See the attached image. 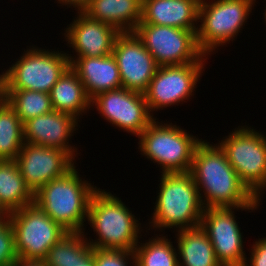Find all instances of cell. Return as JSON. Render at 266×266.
Segmentation results:
<instances>
[{
    "label": "cell",
    "mask_w": 266,
    "mask_h": 266,
    "mask_svg": "<svg viewBox=\"0 0 266 266\" xmlns=\"http://www.w3.org/2000/svg\"><path fill=\"white\" fill-rule=\"evenodd\" d=\"M189 173L204 208L260 206L216 143L202 140L197 145Z\"/></svg>",
    "instance_id": "obj_1"
},
{
    "label": "cell",
    "mask_w": 266,
    "mask_h": 266,
    "mask_svg": "<svg viewBox=\"0 0 266 266\" xmlns=\"http://www.w3.org/2000/svg\"><path fill=\"white\" fill-rule=\"evenodd\" d=\"M149 227L162 232L200 227L204 206L192 175L162 173ZM157 229V230H156Z\"/></svg>",
    "instance_id": "obj_2"
},
{
    "label": "cell",
    "mask_w": 266,
    "mask_h": 266,
    "mask_svg": "<svg viewBox=\"0 0 266 266\" xmlns=\"http://www.w3.org/2000/svg\"><path fill=\"white\" fill-rule=\"evenodd\" d=\"M137 219L121 198L99 187L91 197L87 217L97 239H86L92 248L134 251L143 232Z\"/></svg>",
    "instance_id": "obj_3"
},
{
    "label": "cell",
    "mask_w": 266,
    "mask_h": 266,
    "mask_svg": "<svg viewBox=\"0 0 266 266\" xmlns=\"http://www.w3.org/2000/svg\"><path fill=\"white\" fill-rule=\"evenodd\" d=\"M76 168L42 186L34 203L67 232L85 233L89 203L98 187L81 178Z\"/></svg>",
    "instance_id": "obj_4"
},
{
    "label": "cell",
    "mask_w": 266,
    "mask_h": 266,
    "mask_svg": "<svg viewBox=\"0 0 266 266\" xmlns=\"http://www.w3.org/2000/svg\"><path fill=\"white\" fill-rule=\"evenodd\" d=\"M155 118L138 137L142 156L157 163L161 173H188L194 151L203 140L173 123Z\"/></svg>",
    "instance_id": "obj_5"
},
{
    "label": "cell",
    "mask_w": 266,
    "mask_h": 266,
    "mask_svg": "<svg viewBox=\"0 0 266 266\" xmlns=\"http://www.w3.org/2000/svg\"><path fill=\"white\" fill-rule=\"evenodd\" d=\"M201 0L197 29L200 50L209 56L235 40L256 5V0ZM244 25V26H243ZM241 30V31H240ZM226 43V44H225Z\"/></svg>",
    "instance_id": "obj_6"
},
{
    "label": "cell",
    "mask_w": 266,
    "mask_h": 266,
    "mask_svg": "<svg viewBox=\"0 0 266 266\" xmlns=\"http://www.w3.org/2000/svg\"><path fill=\"white\" fill-rule=\"evenodd\" d=\"M220 141L217 144L241 182L262 202L261 195L266 191V135L241 125Z\"/></svg>",
    "instance_id": "obj_7"
},
{
    "label": "cell",
    "mask_w": 266,
    "mask_h": 266,
    "mask_svg": "<svg viewBox=\"0 0 266 266\" xmlns=\"http://www.w3.org/2000/svg\"><path fill=\"white\" fill-rule=\"evenodd\" d=\"M30 46L5 71L6 89L48 93L70 66L67 53Z\"/></svg>",
    "instance_id": "obj_8"
},
{
    "label": "cell",
    "mask_w": 266,
    "mask_h": 266,
    "mask_svg": "<svg viewBox=\"0 0 266 266\" xmlns=\"http://www.w3.org/2000/svg\"><path fill=\"white\" fill-rule=\"evenodd\" d=\"M9 220L20 259L43 260L49 249L68 233L35 203L11 212Z\"/></svg>",
    "instance_id": "obj_9"
},
{
    "label": "cell",
    "mask_w": 266,
    "mask_h": 266,
    "mask_svg": "<svg viewBox=\"0 0 266 266\" xmlns=\"http://www.w3.org/2000/svg\"><path fill=\"white\" fill-rule=\"evenodd\" d=\"M158 67L206 62L199 48L197 32L154 24H138L134 30Z\"/></svg>",
    "instance_id": "obj_10"
},
{
    "label": "cell",
    "mask_w": 266,
    "mask_h": 266,
    "mask_svg": "<svg viewBox=\"0 0 266 266\" xmlns=\"http://www.w3.org/2000/svg\"><path fill=\"white\" fill-rule=\"evenodd\" d=\"M258 208L259 206L204 208L200 227L209 237L222 266H243L247 259L243 232L241 233L233 210L252 212Z\"/></svg>",
    "instance_id": "obj_11"
},
{
    "label": "cell",
    "mask_w": 266,
    "mask_h": 266,
    "mask_svg": "<svg viewBox=\"0 0 266 266\" xmlns=\"http://www.w3.org/2000/svg\"><path fill=\"white\" fill-rule=\"evenodd\" d=\"M206 62L160 66L144 93L150 113L183 104L193 96ZM183 102V103H182Z\"/></svg>",
    "instance_id": "obj_12"
},
{
    "label": "cell",
    "mask_w": 266,
    "mask_h": 266,
    "mask_svg": "<svg viewBox=\"0 0 266 266\" xmlns=\"http://www.w3.org/2000/svg\"><path fill=\"white\" fill-rule=\"evenodd\" d=\"M91 106L110 125L137 137L156 118L148 109L145 95L126 88L98 94L91 100Z\"/></svg>",
    "instance_id": "obj_13"
},
{
    "label": "cell",
    "mask_w": 266,
    "mask_h": 266,
    "mask_svg": "<svg viewBox=\"0 0 266 266\" xmlns=\"http://www.w3.org/2000/svg\"><path fill=\"white\" fill-rule=\"evenodd\" d=\"M15 162L33 194L51 180L65 175L76 164L69 152L31 143H24Z\"/></svg>",
    "instance_id": "obj_14"
},
{
    "label": "cell",
    "mask_w": 266,
    "mask_h": 266,
    "mask_svg": "<svg viewBox=\"0 0 266 266\" xmlns=\"http://www.w3.org/2000/svg\"><path fill=\"white\" fill-rule=\"evenodd\" d=\"M122 88L144 94L158 66L142 40L133 32H120L112 52Z\"/></svg>",
    "instance_id": "obj_15"
},
{
    "label": "cell",
    "mask_w": 266,
    "mask_h": 266,
    "mask_svg": "<svg viewBox=\"0 0 266 266\" xmlns=\"http://www.w3.org/2000/svg\"><path fill=\"white\" fill-rule=\"evenodd\" d=\"M65 28L67 45L75 51V57H100L112 54L120 32L114 27L94 20L84 12Z\"/></svg>",
    "instance_id": "obj_16"
},
{
    "label": "cell",
    "mask_w": 266,
    "mask_h": 266,
    "mask_svg": "<svg viewBox=\"0 0 266 266\" xmlns=\"http://www.w3.org/2000/svg\"><path fill=\"white\" fill-rule=\"evenodd\" d=\"M78 121L72 115L55 110L39 115L23 124L24 142L63 150L76 158L78 149L69 141L78 130Z\"/></svg>",
    "instance_id": "obj_17"
},
{
    "label": "cell",
    "mask_w": 266,
    "mask_h": 266,
    "mask_svg": "<svg viewBox=\"0 0 266 266\" xmlns=\"http://www.w3.org/2000/svg\"><path fill=\"white\" fill-rule=\"evenodd\" d=\"M67 56L70 67L80 78L91 100L100 93L122 88L118 65L113 54L100 57H74L68 53Z\"/></svg>",
    "instance_id": "obj_18"
},
{
    "label": "cell",
    "mask_w": 266,
    "mask_h": 266,
    "mask_svg": "<svg viewBox=\"0 0 266 266\" xmlns=\"http://www.w3.org/2000/svg\"><path fill=\"white\" fill-rule=\"evenodd\" d=\"M200 0H142L139 24H154L197 32Z\"/></svg>",
    "instance_id": "obj_19"
},
{
    "label": "cell",
    "mask_w": 266,
    "mask_h": 266,
    "mask_svg": "<svg viewBox=\"0 0 266 266\" xmlns=\"http://www.w3.org/2000/svg\"><path fill=\"white\" fill-rule=\"evenodd\" d=\"M84 13L119 32H133L142 20V0H92Z\"/></svg>",
    "instance_id": "obj_20"
},
{
    "label": "cell",
    "mask_w": 266,
    "mask_h": 266,
    "mask_svg": "<svg viewBox=\"0 0 266 266\" xmlns=\"http://www.w3.org/2000/svg\"><path fill=\"white\" fill-rule=\"evenodd\" d=\"M55 111L79 119L91 110V99L76 72L69 66L49 92ZM80 116V117H79Z\"/></svg>",
    "instance_id": "obj_21"
},
{
    "label": "cell",
    "mask_w": 266,
    "mask_h": 266,
    "mask_svg": "<svg viewBox=\"0 0 266 266\" xmlns=\"http://www.w3.org/2000/svg\"><path fill=\"white\" fill-rule=\"evenodd\" d=\"M176 232L179 266H222L201 227Z\"/></svg>",
    "instance_id": "obj_22"
},
{
    "label": "cell",
    "mask_w": 266,
    "mask_h": 266,
    "mask_svg": "<svg viewBox=\"0 0 266 266\" xmlns=\"http://www.w3.org/2000/svg\"><path fill=\"white\" fill-rule=\"evenodd\" d=\"M0 201L10 213L34 203L15 160L0 161Z\"/></svg>",
    "instance_id": "obj_23"
},
{
    "label": "cell",
    "mask_w": 266,
    "mask_h": 266,
    "mask_svg": "<svg viewBox=\"0 0 266 266\" xmlns=\"http://www.w3.org/2000/svg\"><path fill=\"white\" fill-rule=\"evenodd\" d=\"M24 143L23 123L5 100L0 104V161L15 160Z\"/></svg>",
    "instance_id": "obj_24"
},
{
    "label": "cell",
    "mask_w": 266,
    "mask_h": 266,
    "mask_svg": "<svg viewBox=\"0 0 266 266\" xmlns=\"http://www.w3.org/2000/svg\"><path fill=\"white\" fill-rule=\"evenodd\" d=\"M84 232H68L48 251L43 259L47 266H78L79 260L92 247L89 245Z\"/></svg>",
    "instance_id": "obj_25"
},
{
    "label": "cell",
    "mask_w": 266,
    "mask_h": 266,
    "mask_svg": "<svg viewBox=\"0 0 266 266\" xmlns=\"http://www.w3.org/2000/svg\"><path fill=\"white\" fill-rule=\"evenodd\" d=\"M166 237L156 234L145 243L139 242L134 249L136 266H179L177 248Z\"/></svg>",
    "instance_id": "obj_26"
},
{
    "label": "cell",
    "mask_w": 266,
    "mask_h": 266,
    "mask_svg": "<svg viewBox=\"0 0 266 266\" xmlns=\"http://www.w3.org/2000/svg\"><path fill=\"white\" fill-rule=\"evenodd\" d=\"M6 101L13 107L23 124L54 110L50 95L40 91L6 89Z\"/></svg>",
    "instance_id": "obj_27"
},
{
    "label": "cell",
    "mask_w": 266,
    "mask_h": 266,
    "mask_svg": "<svg viewBox=\"0 0 266 266\" xmlns=\"http://www.w3.org/2000/svg\"><path fill=\"white\" fill-rule=\"evenodd\" d=\"M92 255L95 266H136L134 251L92 248Z\"/></svg>",
    "instance_id": "obj_28"
},
{
    "label": "cell",
    "mask_w": 266,
    "mask_h": 266,
    "mask_svg": "<svg viewBox=\"0 0 266 266\" xmlns=\"http://www.w3.org/2000/svg\"><path fill=\"white\" fill-rule=\"evenodd\" d=\"M17 259L12 224L9 219L0 221V266H12Z\"/></svg>",
    "instance_id": "obj_29"
},
{
    "label": "cell",
    "mask_w": 266,
    "mask_h": 266,
    "mask_svg": "<svg viewBox=\"0 0 266 266\" xmlns=\"http://www.w3.org/2000/svg\"><path fill=\"white\" fill-rule=\"evenodd\" d=\"M251 246L250 259H246L243 266H266V237L259 238Z\"/></svg>",
    "instance_id": "obj_30"
},
{
    "label": "cell",
    "mask_w": 266,
    "mask_h": 266,
    "mask_svg": "<svg viewBox=\"0 0 266 266\" xmlns=\"http://www.w3.org/2000/svg\"><path fill=\"white\" fill-rule=\"evenodd\" d=\"M60 6H67V8H75L77 12H84V10L91 4L92 0H55Z\"/></svg>",
    "instance_id": "obj_31"
},
{
    "label": "cell",
    "mask_w": 266,
    "mask_h": 266,
    "mask_svg": "<svg viewBox=\"0 0 266 266\" xmlns=\"http://www.w3.org/2000/svg\"><path fill=\"white\" fill-rule=\"evenodd\" d=\"M12 266H47V265L45 264L44 260L18 258L17 261Z\"/></svg>",
    "instance_id": "obj_32"
},
{
    "label": "cell",
    "mask_w": 266,
    "mask_h": 266,
    "mask_svg": "<svg viewBox=\"0 0 266 266\" xmlns=\"http://www.w3.org/2000/svg\"><path fill=\"white\" fill-rule=\"evenodd\" d=\"M78 266H95L94 256L92 255V249L79 260Z\"/></svg>",
    "instance_id": "obj_33"
},
{
    "label": "cell",
    "mask_w": 266,
    "mask_h": 266,
    "mask_svg": "<svg viewBox=\"0 0 266 266\" xmlns=\"http://www.w3.org/2000/svg\"><path fill=\"white\" fill-rule=\"evenodd\" d=\"M6 100L5 70L0 74V104Z\"/></svg>",
    "instance_id": "obj_34"
},
{
    "label": "cell",
    "mask_w": 266,
    "mask_h": 266,
    "mask_svg": "<svg viewBox=\"0 0 266 266\" xmlns=\"http://www.w3.org/2000/svg\"><path fill=\"white\" fill-rule=\"evenodd\" d=\"M10 212L3 206V204L0 201V221L9 219Z\"/></svg>",
    "instance_id": "obj_35"
},
{
    "label": "cell",
    "mask_w": 266,
    "mask_h": 266,
    "mask_svg": "<svg viewBox=\"0 0 266 266\" xmlns=\"http://www.w3.org/2000/svg\"><path fill=\"white\" fill-rule=\"evenodd\" d=\"M265 8H266V6H265ZM265 12L263 13V15H264V21H265V23H266V9L264 10ZM266 25V24H265Z\"/></svg>",
    "instance_id": "obj_36"
}]
</instances>
